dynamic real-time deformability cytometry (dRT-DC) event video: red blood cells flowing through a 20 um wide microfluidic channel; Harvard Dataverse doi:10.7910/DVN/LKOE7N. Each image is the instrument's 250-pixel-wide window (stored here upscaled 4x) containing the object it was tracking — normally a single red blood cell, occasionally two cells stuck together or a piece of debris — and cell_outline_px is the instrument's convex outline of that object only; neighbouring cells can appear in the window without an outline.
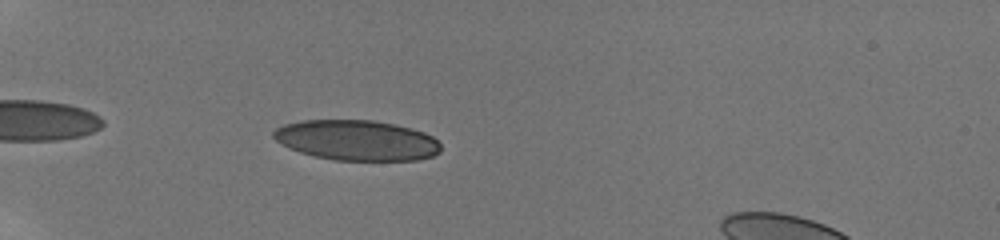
{"species": "human", "species_latin": "Homo sapiens", "temperature_condition": "room temperature", "stored_images_in_passage": 5, "camera_frame_rate_fps": 3000, "um_per_image_px": 0.085, "donor": {"sex": "male"}, "frame": {"image": 1, "passage_image": 2, "time_ms": 0.667, "image_size_px": [1000, 240], "cell_outline_px": [[440, 152], [432, 156], [416, 160], [336, 160], [316, 156], [300, 152], [288, 148], [280, 144], [272, 136], [272, 132], [276, 128], [284, 124], [300, 120], [372, 120], [412, 128], [424, 132], [432, 136], [440, 144]], "centroid_in_image_um": [30.29, 11.92], "position_along_channel_um": 54.7, "area_um2": 39.3}}
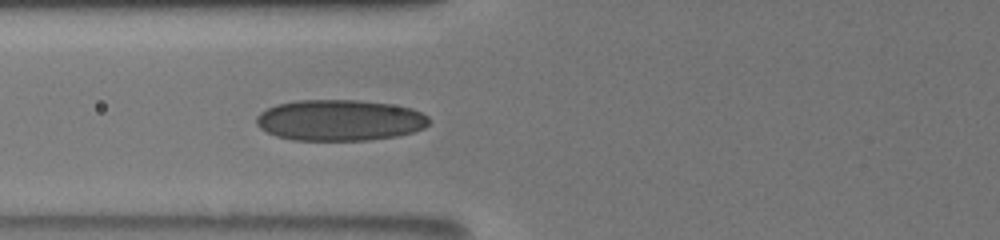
{"frame": {"image": 2, "passage_image": 5, "time_ms": 2.667, "image_size_px": [1000, 240], "cell_outline_px": [[428, 124], [424, 128], [412, 132], [396, 136], [368, 140], [292, 140], [276, 136], [260, 128], [256, 124], [256, 116], [260, 112], [276, 104], [300, 100], [356, 100], [388, 104], [412, 108], [428, 116]], "centroid_in_image_um": [28.85, 10.22], "position_along_channel_um": 97.0, "area_um2": 41.21}}